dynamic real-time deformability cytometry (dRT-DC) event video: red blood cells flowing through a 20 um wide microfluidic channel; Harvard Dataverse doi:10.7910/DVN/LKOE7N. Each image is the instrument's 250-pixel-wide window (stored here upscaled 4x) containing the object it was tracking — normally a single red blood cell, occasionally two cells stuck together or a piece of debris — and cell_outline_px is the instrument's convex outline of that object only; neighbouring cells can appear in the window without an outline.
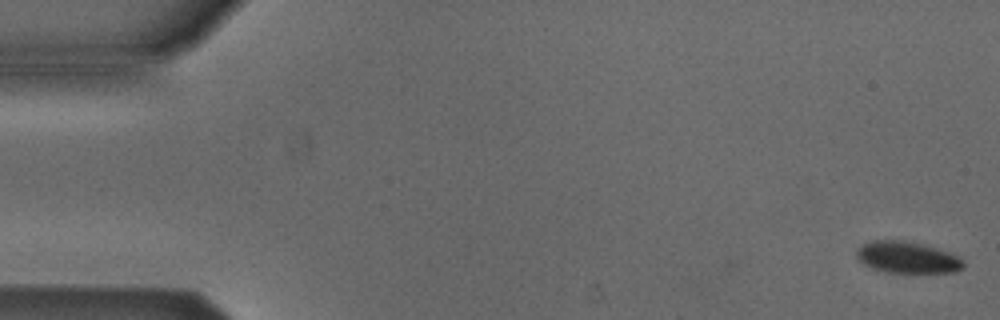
{"species": "Egyptian fruit bat (a non-hibernating species)", "species_latin": "Rousettus aegyptiacus", "temperature_condition": "cold", "stored_images_in_passage": 6, "camera_frame_rate_fps": 3000, "um_per_image_px": 0.085, "animal": {"sex": "male"}, "frame": {"image": 1, "passage_image": 1, "time_ms": 0.0, "image_size_px": [1000, 320], "cell_outline_px": [[964, 268], [956, 272], [888, 272], [872, 268], [856, 260], [856, 248], [872, 240], [900, 240], [920, 244], [948, 252], [960, 256], [964, 260]], "centroid_in_image_um": [77.1, 21.88], "position_along_channel_um": 7.9, "area_um2": 19.59}}
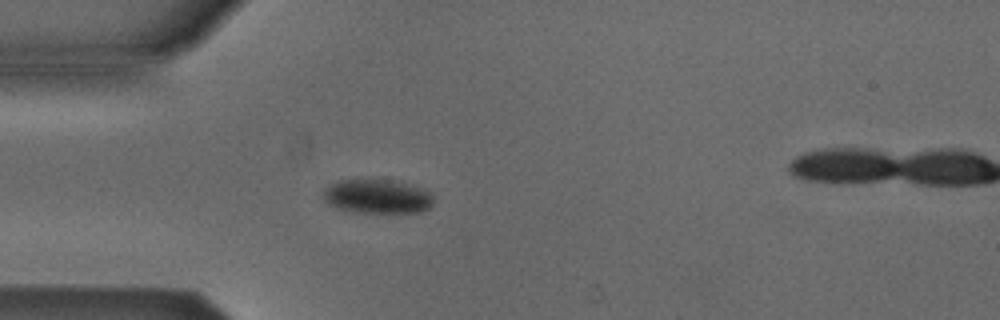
{"frame": {"image": 2, "passage_image": 5, "time_ms": 1.333, "image_size_px": [1000, 320], "cell_outline_px": [[432, 204], [428, 208], [420, 212], [348, 212], [336, 208], [328, 204], [320, 196], [324, 188], [340, 180], [392, 180], [428, 192], [432, 196]], "centroid_in_image_um": [31.96, 16.72], "position_along_channel_um": 53.0, "area_um2": 21.62}}